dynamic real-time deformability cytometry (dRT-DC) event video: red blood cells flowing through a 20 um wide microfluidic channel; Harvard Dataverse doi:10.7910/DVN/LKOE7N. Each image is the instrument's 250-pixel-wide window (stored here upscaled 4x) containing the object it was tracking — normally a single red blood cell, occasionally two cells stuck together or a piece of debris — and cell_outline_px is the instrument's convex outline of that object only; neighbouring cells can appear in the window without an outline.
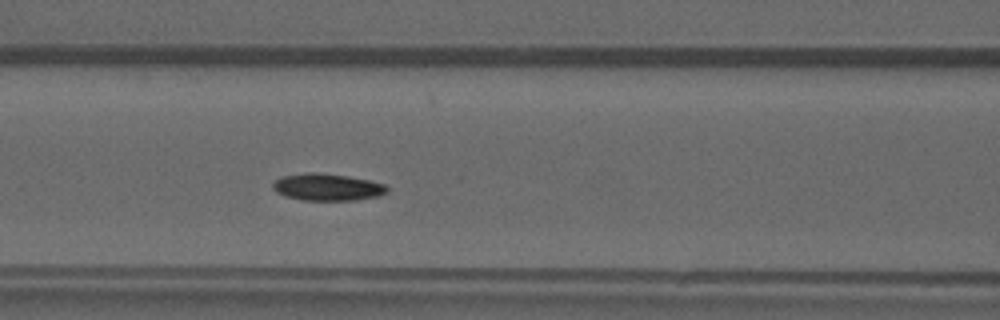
{"species": "common noctule bat (a hibernating species)", "species_latin": "Nyctalus noctula", "temperature_condition": "warm", "stored_images_in_passage": 42, "camera_frame_rate_fps": 3000, "um_per_image_px": 0.085, "animal": {"sex": "male", "forearm_length_mm": 52.5}, "frame": {"image": 1, "passage_image": 15, "time_ms": 4.667, "image_size_px": [1000, 320], "cell_outline_px": [[388, 192], [380, 196], [356, 200], [304, 200], [288, 196], [276, 192], [272, 188], [272, 184], [280, 176], [304, 172], [316, 172], [348, 176], [368, 180], [384, 184], [388, 188]], "centroid_in_image_um": [27.82, 15.89], "position_along_channel_um": 138.8, "area_um2": 18.03}}
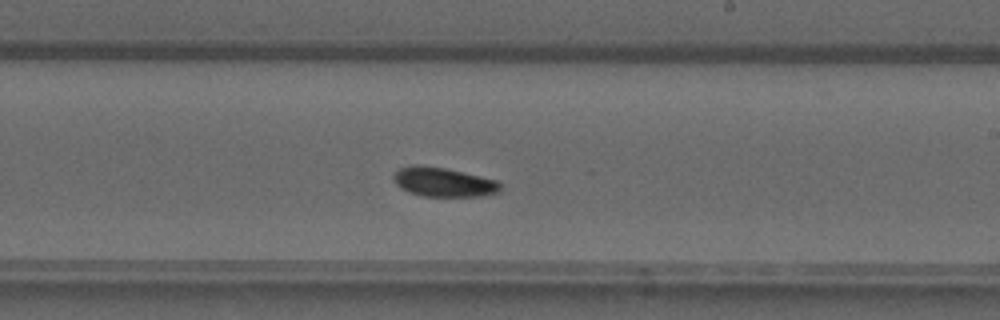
{"frame": {"image": 2, "passage_image": 23, "time_ms": 7.333, "image_size_px": [1000, 320], "cell_outline_px": [[500, 192], [484, 196], [424, 196], [408, 192], [400, 188], [396, 184], [392, 176], [400, 168], [412, 164], [444, 168], [480, 176], [496, 180], [500, 184]], "centroid_in_image_um": [37.68, 15.48], "position_along_channel_um": 251.3, "area_um2": 18.09}}
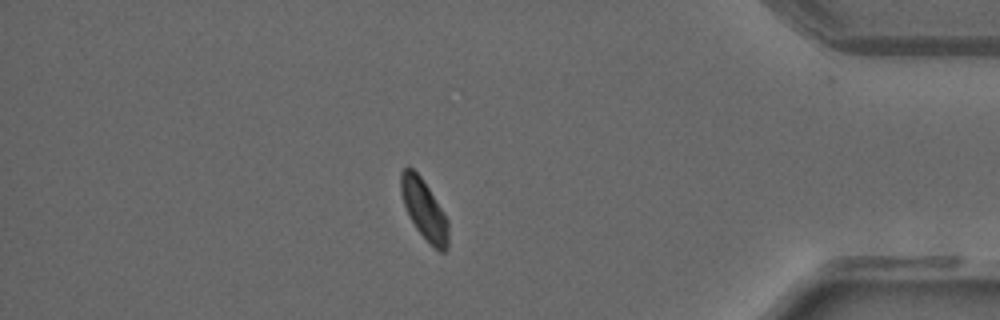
{"frame": {"image": 3, "passage_image": 36, "time_ms": 11.667, "image_size_px": [1000, 320], "cell_outline_px": [[448, 248], [444, 252], [440, 252], [416, 228], [404, 204], [400, 192], [400, 172], [408, 164], [420, 176], [444, 212], [448, 220]], "centroid_in_image_um": [36.04, 17.76], "position_along_channel_um": 399.2, "area_um2": 16.24}}